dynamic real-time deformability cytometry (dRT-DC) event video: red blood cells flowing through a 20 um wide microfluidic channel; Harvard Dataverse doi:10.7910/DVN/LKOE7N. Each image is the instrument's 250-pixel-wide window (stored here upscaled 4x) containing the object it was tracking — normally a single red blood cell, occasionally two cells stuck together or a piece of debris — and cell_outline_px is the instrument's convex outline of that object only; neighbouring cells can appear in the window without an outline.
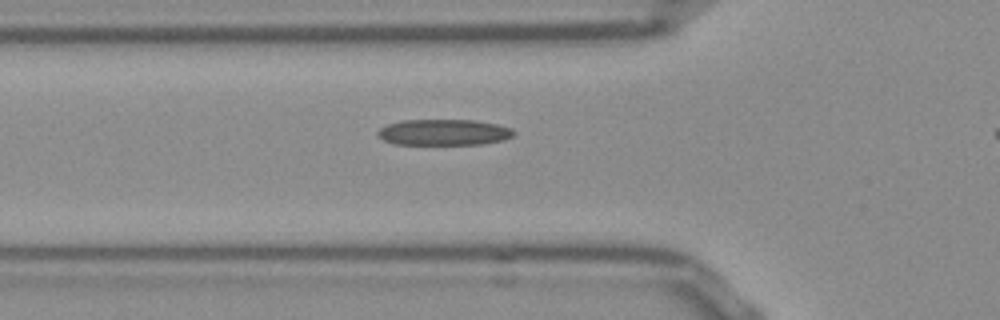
{"species": "Egyptian fruit bat (a non-hibernating species)", "species_latin": "Rousettus aegyptiacus", "temperature_condition": "room temperature", "stored_images_in_passage": 30, "camera_frame_rate_fps": 3000, "um_per_image_px": 0.085, "frame": {"image": 1, "passage_image": 2, "time_ms": 0.333, "image_size_px": [1000, 320], "cell_outline_px": [[516, 132], [512, 136], [504, 140], [484, 144], [396, 144], [384, 140], [376, 136], [376, 132], [380, 128], [388, 124], [400, 120], [476, 120], [496, 124], [512, 128]], "centroid_in_image_um": [37.72, 11.24], "position_along_channel_um": 88.1, "area_um2": 20.75}}
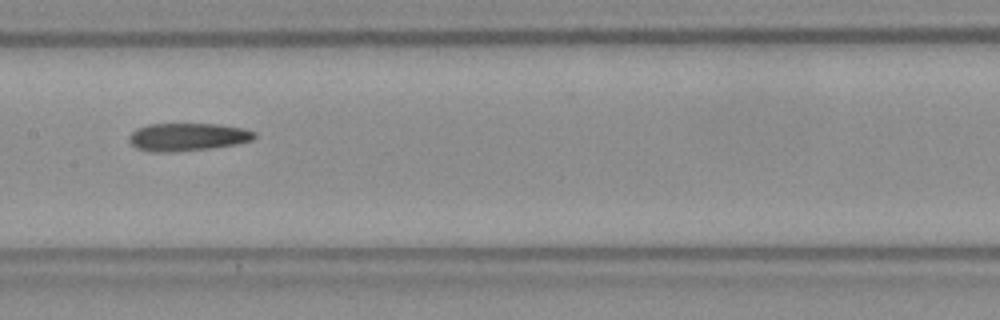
{"frame": {"image": 2, "passage_image": 10, "time_ms": 3.0, "image_size_px": [1000, 320], "cell_outline_px": [[256, 136], [252, 140], [236, 144], [212, 148], [176, 152], [148, 152], [136, 148], [128, 140], [128, 136], [136, 128], [148, 124], [216, 124], [244, 128], [256, 132]], "centroid_in_image_um": [15.91, 11.65], "position_along_channel_um": 191.5, "area_um2": 20.58}}
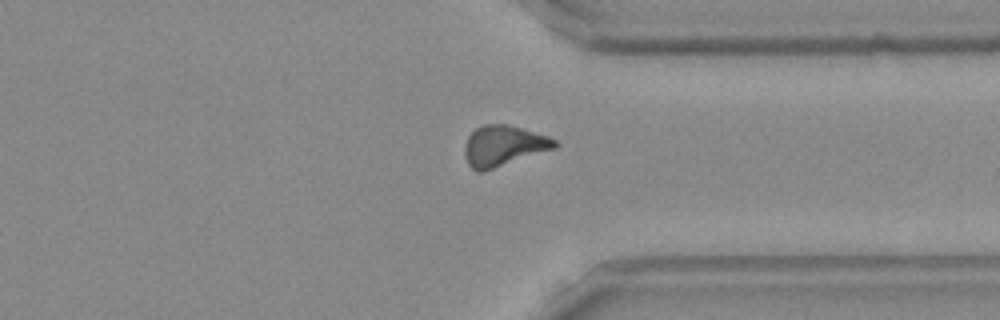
{"frame": {"image": 3, "passage_image": 24, "time_ms": 7.667, "image_size_px": [1000, 320], "cell_outline_px": [[560, 144], [556, 148], [480, 172], [476, 172], [468, 164], [464, 152], [464, 144], [468, 136], [476, 128], [484, 124], [508, 124], [548, 136], [556, 140]], "centroid_in_image_um": [42.79, 12.38], "position_along_channel_um": 368.6, "area_um2": 21.21}}